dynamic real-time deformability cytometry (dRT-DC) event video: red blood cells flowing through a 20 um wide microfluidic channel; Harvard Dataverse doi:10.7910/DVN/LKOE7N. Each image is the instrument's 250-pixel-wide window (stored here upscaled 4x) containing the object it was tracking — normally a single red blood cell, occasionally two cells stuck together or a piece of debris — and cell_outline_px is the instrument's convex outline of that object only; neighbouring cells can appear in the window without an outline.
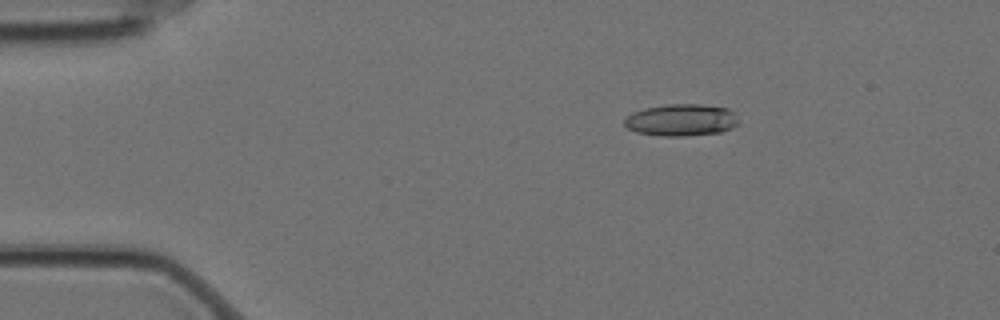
{"species": "Egyptian fruit bat (a non-hibernating species)", "species_latin": "Rousettus aegyptiacus", "temperature_condition": "cold", "stored_images_in_passage": 6, "camera_frame_rate_fps": 3000, "um_per_image_px": 0.085, "animal": {"sex": "female"}, "frame": {"image": 1, "passage_image": 3, "time_ms": 0.667, "image_size_px": [1000, 320], "cell_outline_px": [[740, 124], [732, 128], [720, 132], [684, 136], [660, 136], [636, 132], [628, 128], [624, 124], [624, 116], [632, 112], [644, 108], [668, 104], [700, 104], [728, 108], [736, 112]], "centroid_in_image_um": [57.93, 10.19], "position_along_channel_um": 27.1, "area_um2": 21.62}}
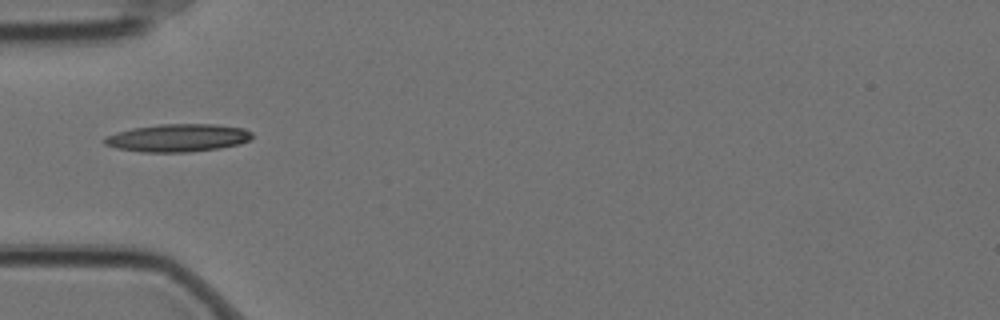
{"frame": {"image": 2, "passage_image": 5, "time_ms": 1.333, "image_size_px": [1000, 320], "cell_outline_px": [[252, 136], [248, 140], [240, 144], [220, 148], [188, 152], [140, 152], [116, 148], [104, 144], [104, 136], [116, 132], [132, 128], [160, 124], [212, 124], [244, 128], [252, 132]], "centroid_in_image_um": [15.09, 11.72], "position_along_channel_um": 69.9, "area_um2": 23.99}}
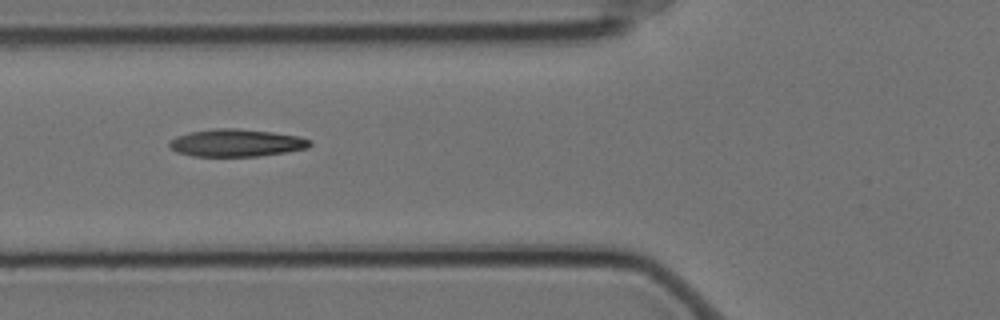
{"frame": {"image": 3, "passage_image": 6, "time_ms": 1.667, "image_size_px": [1000, 320], "cell_outline_px": [[312, 144], [308, 148], [260, 156], [192, 156], [176, 152], [168, 144], [176, 136], [188, 132], [216, 128], [236, 128], [272, 132], [296, 136], [312, 140]], "centroid_in_image_um": [20.08, 12.14], "position_along_channel_um": 105.7, "area_um2": 22.43}}